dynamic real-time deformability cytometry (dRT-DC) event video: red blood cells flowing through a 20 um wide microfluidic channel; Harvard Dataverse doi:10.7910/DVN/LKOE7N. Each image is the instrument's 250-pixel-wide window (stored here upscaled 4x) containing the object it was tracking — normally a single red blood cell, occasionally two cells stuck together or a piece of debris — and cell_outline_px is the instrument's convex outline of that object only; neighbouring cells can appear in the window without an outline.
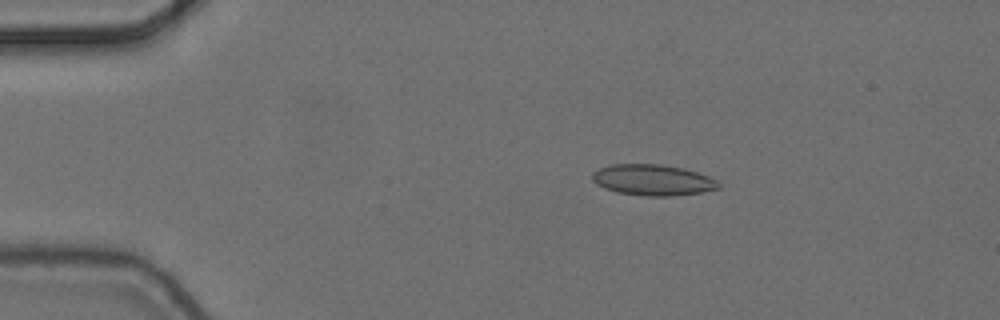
{"species": "common noctule bat (a hibernating species)", "species_latin": "Nyctalus noctula", "temperature_condition": "cold", "stored_images_in_passage": 5, "camera_frame_rate_fps": 3000, "um_per_image_px": 0.085, "animal": {"sex": "female", "body_mass_g": 24.6, "forearm_length_mm": 56.2}, "frame": {"image": 1, "passage_image": 2, "time_ms": 0.333, "image_size_px": [1000, 320], "cell_outline_px": [[720, 188], [700, 192], [672, 196], [648, 196], [616, 192], [604, 188], [596, 184], [592, 180], [592, 172], [600, 168], [612, 164], [660, 164], [684, 168], [708, 176], [716, 180], [720, 184]], "centroid_in_image_um": [55.46, 15.29], "position_along_channel_um": 29.5, "area_um2": 22.77}}
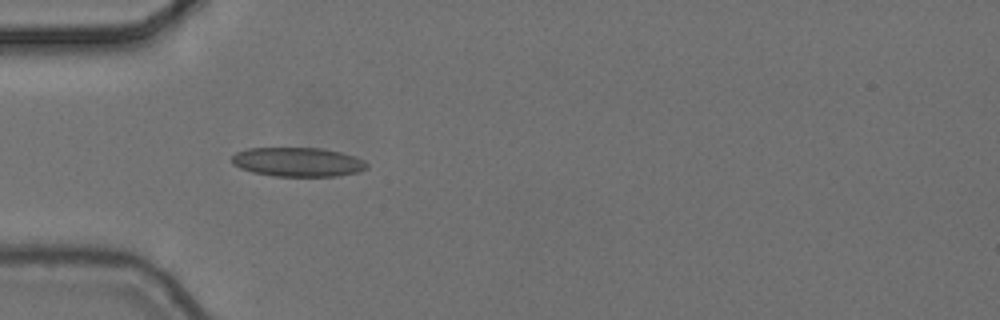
{"frame": {"image": 2, "passage_image": 4, "time_ms": 1.0, "image_size_px": [1000, 320], "cell_outline_px": [[368, 168], [356, 172], [336, 176], [272, 176], [252, 172], [240, 168], [232, 164], [232, 156], [236, 152], [248, 148], [324, 148], [340, 152], [364, 160], [368, 164]], "centroid_in_image_um": [25.29, 13.77], "position_along_channel_um": 59.7, "area_um2": 22.95}}
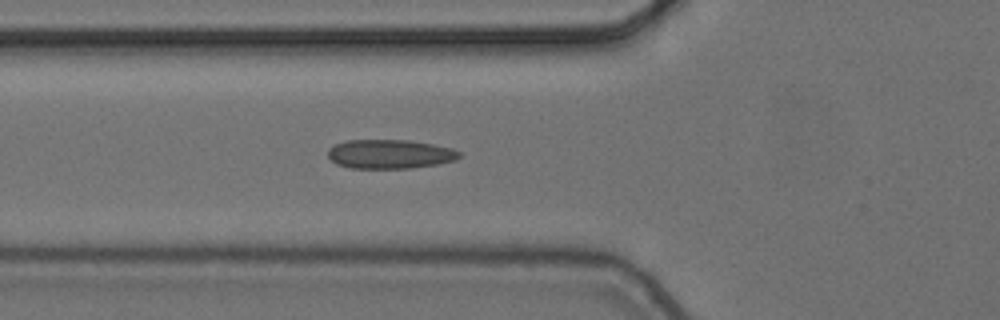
{"frame": {"image": 3, "passage_image": 5, "time_ms": 1.333, "image_size_px": [1000, 320], "cell_outline_px": [[460, 156], [456, 160], [436, 164], [412, 168], [348, 168], [336, 164], [328, 156], [328, 148], [332, 144], [348, 140], [408, 140], [432, 144], [452, 148], [460, 152]], "centroid_in_image_um": [33.1, 13.09], "position_along_channel_um": 92.7, "area_um2": 22.37}}